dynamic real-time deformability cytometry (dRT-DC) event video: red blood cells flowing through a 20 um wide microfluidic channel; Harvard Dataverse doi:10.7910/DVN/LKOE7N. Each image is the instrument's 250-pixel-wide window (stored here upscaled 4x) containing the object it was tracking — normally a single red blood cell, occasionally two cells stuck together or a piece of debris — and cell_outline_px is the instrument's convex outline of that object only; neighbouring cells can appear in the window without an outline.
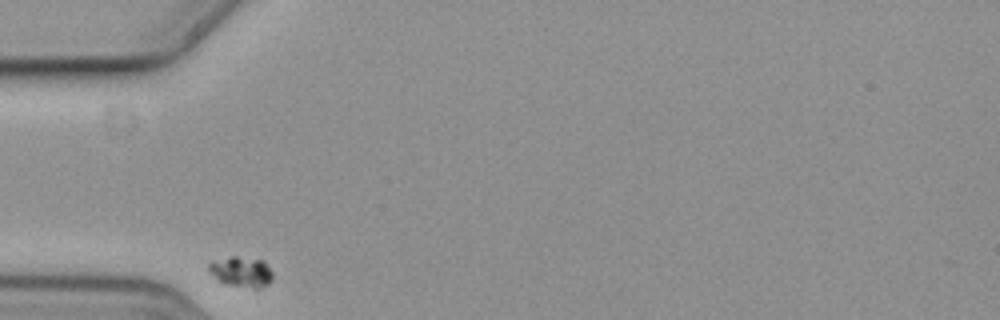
{"species": "common noctule bat (a hibernating species)", "species_latin": "Nyctalus noctula", "temperature_condition": "cold", "stored_images_in_passage": 32, "camera_frame_rate_fps": 3000, "um_per_image_px": 0.085, "animal": {"sex": "female", "body_mass_g": 19.3, "forearm_length_mm": 54.1}, "frame": {"image": 1, "passage_image": 1, "time_ms": 0.0, "image_size_px": [1000, 320], "cell_outline_px": [[272, 280], [268, 284], [260, 288], [252, 288], [220, 284], [208, 272], [208, 264], [212, 260], [232, 256], [236, 256], [264, 260], [272, 272]], "centroid_in_image_um": [20.46, 23.11], "position_along_channel_um": 64.5, "area_um2": 11.73}}
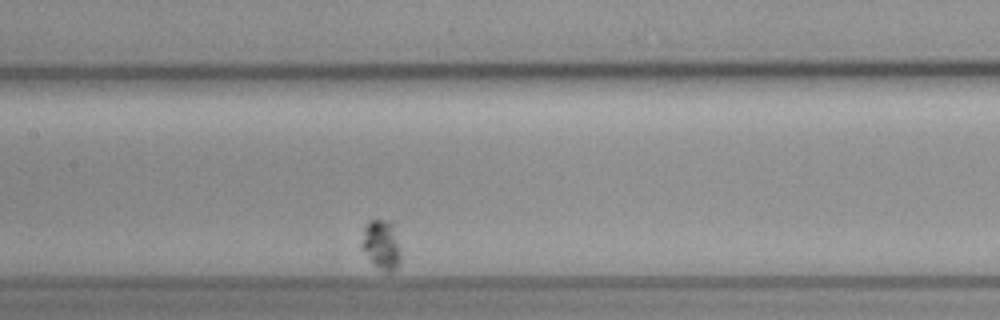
{"frame": {"image": 2, "passage_image": 13, "time_ms": 4.0, "image_size_px": [1000, 320], "cell_outline_px": [[400, 264], [392, 272], [384, 272], [372, 264], [360, 248], [360, 244], [364, 224], [368, 220], [392, 220], [400, 248]], "centroid_in_image_um": [32.39, 20.8], "position_along_channel_um": 175.0, "area_um2": 11.79}}
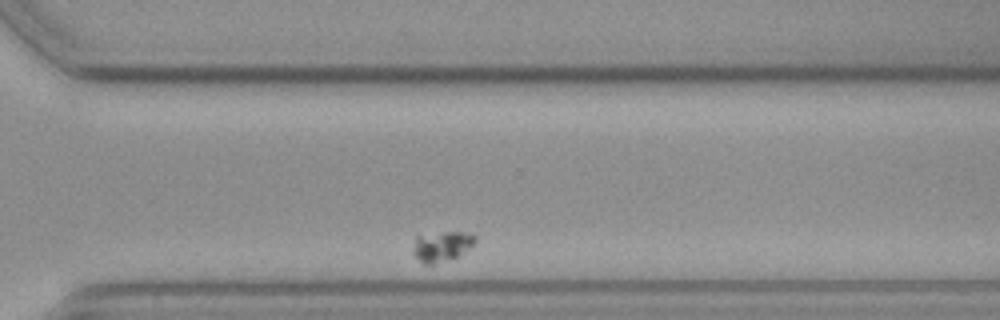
{"frame": {"image": 3, "passage_image": 29, "time_ms": 9.333, "image_size_px": [1000, 320], "cell_outline_px": [[476, 240], [468, 248], [456, 256], [432, 264], [424, 264], [412, 252], [416, 236], [444, 232], [472, 232], [476, 236]], "centroid_in_image_um": [37.55, 20.9], "position_along_channel_um": 333.1, "area_um2": 10.58}}